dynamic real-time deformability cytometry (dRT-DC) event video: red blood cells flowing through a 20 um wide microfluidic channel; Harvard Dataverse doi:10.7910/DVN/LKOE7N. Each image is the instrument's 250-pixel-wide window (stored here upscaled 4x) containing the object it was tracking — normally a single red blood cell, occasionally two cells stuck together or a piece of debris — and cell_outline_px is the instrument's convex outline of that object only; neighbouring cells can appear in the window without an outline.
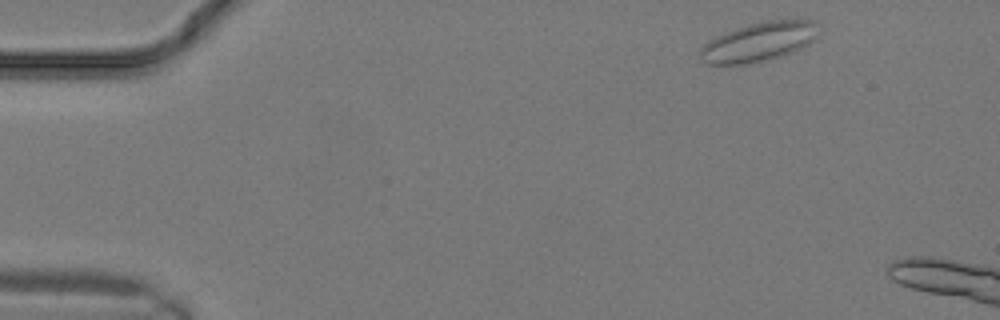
{"species": "common noctule bat (a hibernating species)", "species_latin": "Nyctalus noctula", "temperature_condition": "warm", "stored_images_in_passage": 3, "camera_frame_rate_fps": 3000, "um_per_image_px": 0.085, "animal": {"sex": "male", "body_mass_g": 19.2, "forearm_length_mm": 51.8}, "frame": {"image": 1, "passage_image": 1, "time_ms": 0.0, "image_size_px": [1000, 320], "cell_outline_px": [[816, 40], [792, 52], [780, 56], [764, 60], [744, 64], [708, 64], [700, 60], [700, 48], [708, 40], [724, 32], [748, 24], [768, 20], [796, 16], [816, 20]], "centroid_in_image_um": [64.54, 3.5], "position_along_channel_um": 20.5, "area_um2": 27.57}}